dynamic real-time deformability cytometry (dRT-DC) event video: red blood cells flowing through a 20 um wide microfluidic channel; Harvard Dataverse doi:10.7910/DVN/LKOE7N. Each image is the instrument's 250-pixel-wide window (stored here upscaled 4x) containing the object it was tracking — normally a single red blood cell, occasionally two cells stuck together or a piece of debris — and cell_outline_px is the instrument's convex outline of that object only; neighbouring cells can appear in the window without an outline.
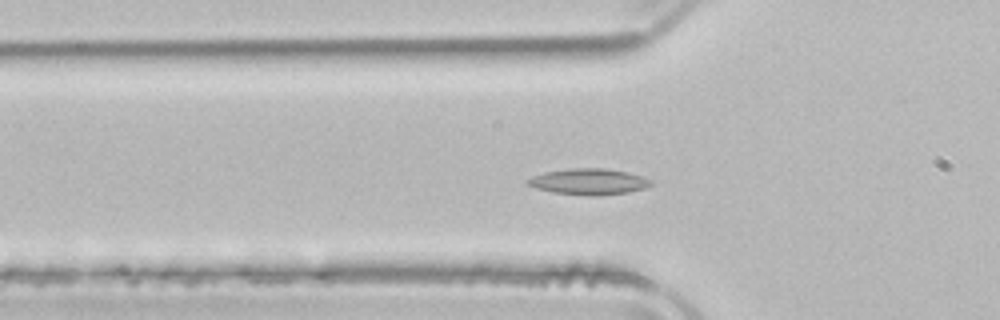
{"species": "common noctule bat (a hibernating species)", "species_latin": "Nyctalus noctula", "temperature_condition": "room temperature", "stored_images_in_passage": 52, "camera_frame_rate_fps": 3000, "um_per_image_px": 0.085, "animal": {"sex": "male", "body_mass_g": 21.5, "forearm_length_mm": 52.0}, "frame": {"image": 1, "passage_image": 16, "time_ms": 5.0, "image_size_px": [1000, 320], "cell_outline_px": [[652, 184], [644, 188], [628, 192], [596, 196], [588, 196], [552, 192], [536, 188], [528, 184], [524, 180], [532, 176], [544, 172], [568, 168], [604, 168], [628, 172], [644, 176], [652, 180]], "centroid_in_image_um": [50.04, 15.43], "position_along_channel_um": 75.8, "area_um2": 18.9}}
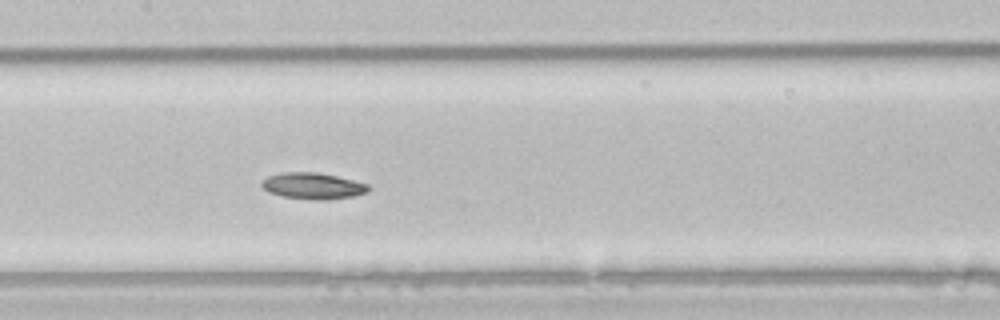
{"frame": {"image": 2, "passage_image": 24, "time_ms": 7.667, "image_size_px": [1000, 320], "cell_outline_px": [[372, 188], [368, 192], [352, 196], [328, 200], [312, 200], [284, 196], [268, 192], [260, 184], [268, 176], [284, 172], [316, 172], [336, 176], [368, 184]], "centroid_in_image_um": [26.62, 15.81], "position_along_channel_um": 180.8, "area_um2": 16.3}}
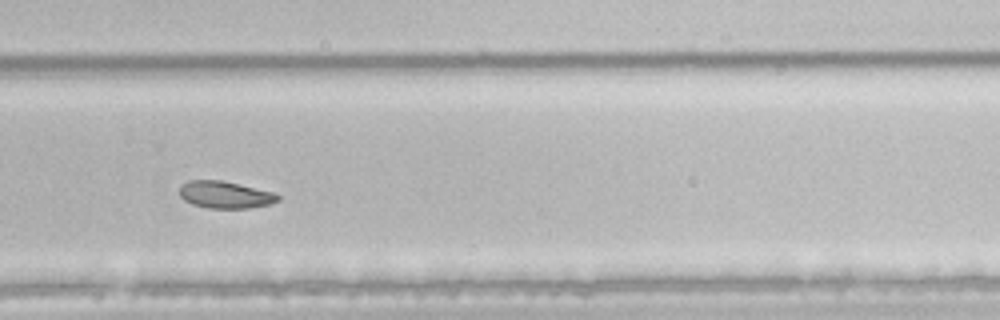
{"frame": {"image": 3, "passage_image": 34, "time_ms": 11.0, "image_size_px": [1000, 320], "cell_outline_px": [[280, 200], [272, 204], [248, 208], [208, 208], [192, 204], [184, 200], [180, 196], [180, 188], [188, 180], [220, 180], [276, 192], [280, 196]], "centroid_in_image_um": [19.19, 16.56], "position_along_channel_um": 310.6, "area_um2": 15.61}}